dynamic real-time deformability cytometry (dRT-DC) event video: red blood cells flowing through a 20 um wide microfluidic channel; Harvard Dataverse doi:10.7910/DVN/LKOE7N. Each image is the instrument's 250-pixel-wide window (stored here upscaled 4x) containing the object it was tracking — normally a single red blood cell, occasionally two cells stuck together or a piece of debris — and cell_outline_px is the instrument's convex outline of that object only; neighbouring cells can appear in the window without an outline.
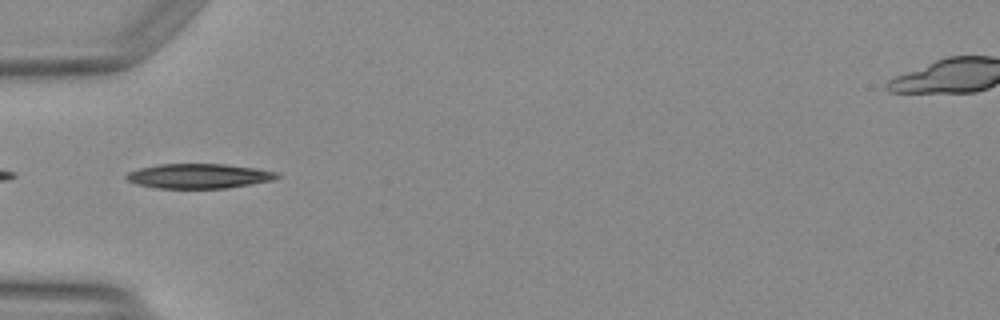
{"species": "Egyptian fruit bat (a non-hibernating species)", "species_latin": "Rousettus aegyptiacus", "temperature_condition": "warm", "stored_images_in_passage": 16, "camera_frame_rate_fps": 3000, "um_per_image_px": 0.085, "animal": {"sex": "female"}, "frame": {"image": 1, "passage_image": 5, "time_ms": 1.333, "image_size_px": [1000, 320], "cell_outline_px": [[280, 176], [272, 180], [228, 188], [156, 188], [136, 184], [128, 180], [124, 176], [128, 172], [140, 168], [160, 164], [224, 164], [256, 168], [280, 172]], "centroid_in_image_um": [16.91, 14.96], "position_along_channel_um": 68.1, "area_um2": 21.68}}